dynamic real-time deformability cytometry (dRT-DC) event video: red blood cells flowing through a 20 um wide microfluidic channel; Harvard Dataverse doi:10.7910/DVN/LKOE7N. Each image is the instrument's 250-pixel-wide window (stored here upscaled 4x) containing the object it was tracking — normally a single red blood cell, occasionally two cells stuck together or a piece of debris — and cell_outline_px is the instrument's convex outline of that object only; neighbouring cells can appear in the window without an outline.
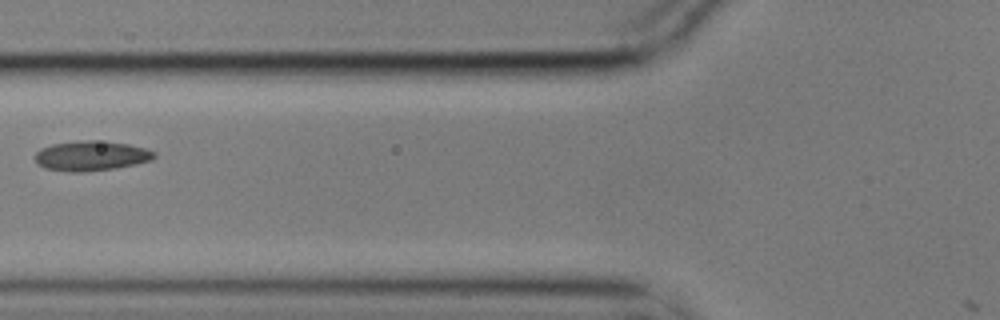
{"species": "common noctule bat (a hibernating species)", "species_latin": "Nyctalus noctula", "temperature_condition": "cold", "stored_images_in_passage": 6, "camera_frame_rate_fps": 3000, "um_per_image_px": 0.085, "animal": {"sex": "male", "body_mass_g": 17.9}, "frame": {"image": 1, "passage_image": 6, "time_ms": 1.667, "image_size_px": [1000, 320], "cell_outline_px": [[156, 156], [152, 160], [136, 164], [116, 168], [84, 172], [72, 172], [44, 168], [36, 164], [36, 152], [40, 148], [52, 144], [88, 140], [92, 140], [128, 144], [148, 148], [156, 152]], "centroid_in_image_um": [7.77, 13.25], "position_along_channel_um": 118.0, "area_um2": 20.81}}